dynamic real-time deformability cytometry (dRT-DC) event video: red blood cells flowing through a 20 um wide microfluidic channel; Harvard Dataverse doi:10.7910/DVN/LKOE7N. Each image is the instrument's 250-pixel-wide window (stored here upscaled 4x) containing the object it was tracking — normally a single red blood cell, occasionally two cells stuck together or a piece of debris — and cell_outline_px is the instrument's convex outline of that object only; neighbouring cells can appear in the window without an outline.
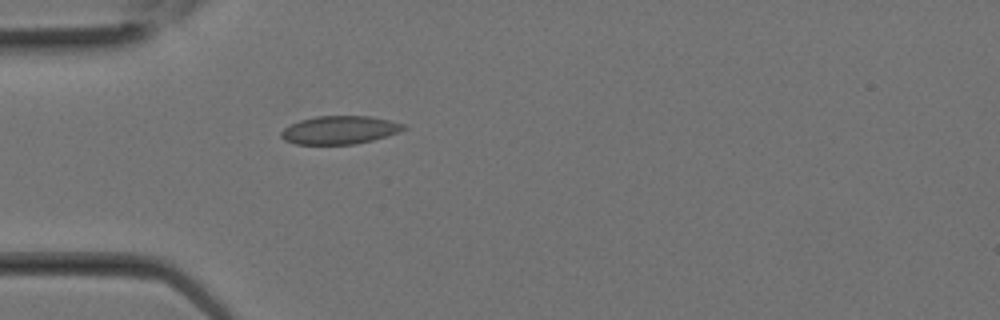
{"species": "Egyptian fruit bat (a non-hibernating species)", "species_latin": "Rousettus aegyptiacus", "temperature_condition": "room temperature", "stored_images_in_passage": 13, "camera_frame_rate_fps": 3000, "um_per_image_px": 0.085, "animal": {"sex": "female"}, "frame": {"image": 1, "passage_image": 8, "time_ms": 2.333, "image_size_px": [1000, 320], "cell_outline_px": [[408, 128], [400, 132], [372, 140], [356, 144], [296, 144], [284, 140], [280, 136], [280, 132], [284, 128], [300, 120], [316, 116], [368, 116], [388, 120], [404, 124]], "centroid_in_image_um": [28.87, 11.05], "position_along_channel_um": 56.1, "area_um2": 20.06}}
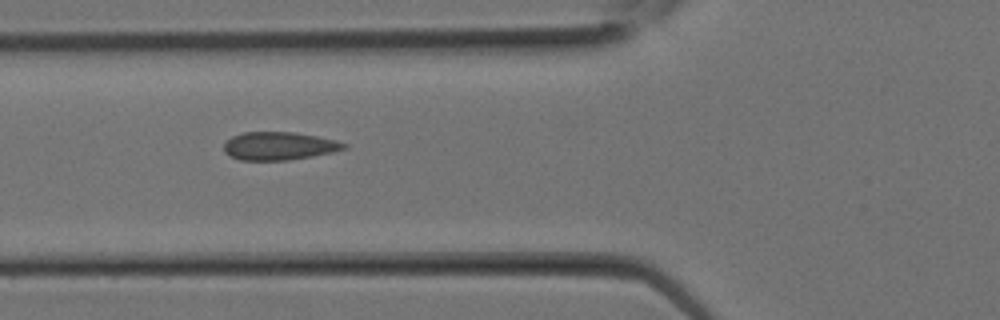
{"frame": {"image": 2, "passage_image": 10, "time_ms": 3.0, "image_size_px": [1000, 320], "cell_outline_px": [[348, 148], [332, 152], [312, 156], [288, 160], [240, 160], [228, 156], [224, 152], [224, 144], [232, 136], [244, 132], [292, 132], [316, 136], [336, 140], [348, 144]], "centroid_in_image_um": [23.71, 12.41], "position_along_channel_um": 102.1, "area_um2": 19.65}}
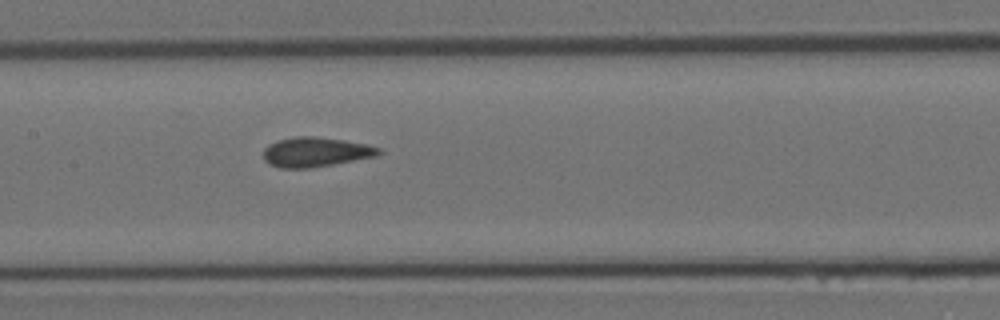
{"frame": {"image": 3, "passage_image": 13, "time_ms": 4.0, "image_size_px": [1000, 320], "cell_outline_px": [[384, 152], [376, 156], [332, 164], [308, 168], [280, 168], [268, 164], [264, 160], [264, 148], [268, 144], [276, 140], [296, 136], [312, 136], [344, 140], [368, 144], [380, 148]], "centroid_in_image_um": [26.81, 12.91], "position_along_channel_um": 180.6, "area_um2": 20.0}}